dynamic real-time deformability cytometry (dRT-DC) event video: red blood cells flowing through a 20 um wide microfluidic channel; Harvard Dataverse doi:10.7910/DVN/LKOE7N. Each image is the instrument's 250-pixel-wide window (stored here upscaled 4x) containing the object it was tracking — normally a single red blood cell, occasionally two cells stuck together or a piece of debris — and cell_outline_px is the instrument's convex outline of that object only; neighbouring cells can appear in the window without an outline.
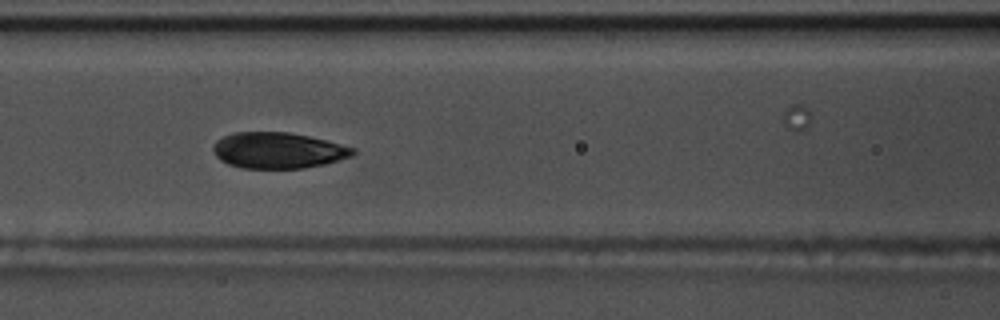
{"species": "common noctule bat (a hibernating species)", "species_latin": "Nyctalus noctula", "temperature_condition": "warm", "stored_images_in_passage": 33, "camera_frame_rate_fps": 3000, "um_per_image_px": 0.085, "animal": {"sex": "male", "body_mass_g": 17.5, "forearm_length_mm": 52.3}, "frame": {"image": 1, "passage_image": 10, "time_ms": 3.0, "image_size_px": [1000, 320], "cell_outline_px": [[356, 152], [352, 156], [324, 164], [304, 168], [244, 168], [228, 164], [220, 160], [216, 156], [212, 148], [216, 140], [224, 136], [236, 132], [288, 132], [308, 136], [356, 148]], "centroid_in_image_um": [23.63, 12.78], "position_along_channel_um": 143.0, "area_um2": 29.19}, "authors_computed_cell_mechanics": {"area_um2": 20.4612, "velocity_mm_per_s": 3.6095, "shape_relaxation_time_tau1_ms": null, "shape_relaxation_time_tau2_ms": 2.5232, "deformation_change_tau1": null, "deformation_change_tau2": 0.0449}}